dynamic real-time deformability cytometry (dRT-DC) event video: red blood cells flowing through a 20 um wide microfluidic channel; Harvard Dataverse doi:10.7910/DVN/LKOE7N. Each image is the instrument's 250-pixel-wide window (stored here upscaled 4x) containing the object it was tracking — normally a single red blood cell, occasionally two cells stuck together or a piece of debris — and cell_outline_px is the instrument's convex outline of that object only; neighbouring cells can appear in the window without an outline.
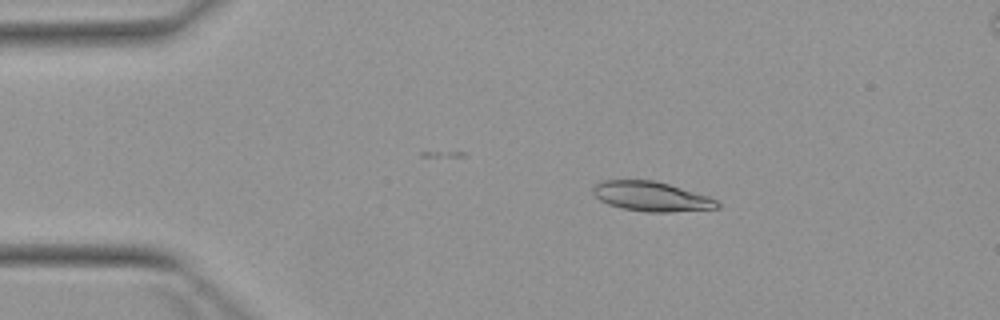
{"species": "Egyptian fruit bat (a non-hibernating species)", "species_latin": "Rousettus aegyptiacus", "temperature_condition": "warm", "stored_images_in_passage": 3, "camera_frame_rate_fps": 3000, "um_per_image_px": 0.085, "animal": {"sex": "female"}, "frame": {"image": 1, "passage_image": 1, "time_ms": 0.0, "image_size_px": [1000, 320], "cell_outline_px": [[720, 208], [668, 212], [648, 212], [620, 208], [608, 204], [600, 200], [592, 192], [592, 188], [596, 184], [604, 180], [656, 180], [708, 196], [716, 200], [720, 204]], "centroid_in_image_um": [55.36, 16.7], "position_along_channel_um": 29.6, "area_um2": 21.44}}